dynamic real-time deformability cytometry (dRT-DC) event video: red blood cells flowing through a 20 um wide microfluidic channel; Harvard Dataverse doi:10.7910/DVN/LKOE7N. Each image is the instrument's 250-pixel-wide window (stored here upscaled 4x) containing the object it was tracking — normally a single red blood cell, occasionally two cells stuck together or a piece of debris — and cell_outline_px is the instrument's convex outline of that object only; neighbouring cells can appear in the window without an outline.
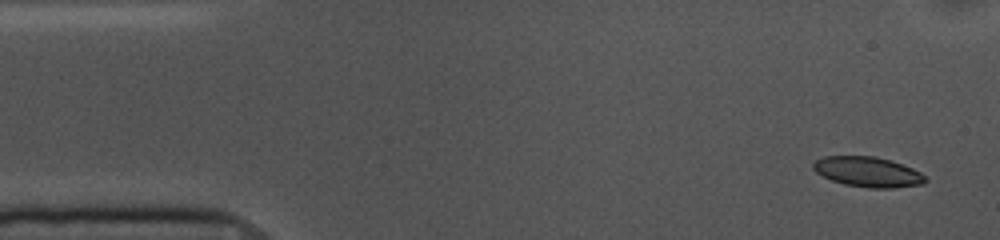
{"species": "common noctule bat (a hibernating species)", "species_latin": "Nyctalus noctula", "temperature_condition": "cold", "stored_images_in_passage": 52, "camera_frame_rate_fps": 3000, "um_per_image_px": 0.085, "animal": {"sex": "female", "body_mass_g": 10.0, "forearm_length_mm": 53.1}, "frame": {"image": 1, "passage_image": 1, "time_ms": 0.0, "image_size_px": [1000, 240], "cell_outline_px": [[928, 180], [924, 184], [892, 188], [868, 188], [844, 184], [832, 180], [816, 172], [812, 168], [812, 164], [816, 160], [824, 156], [876, 156], [912, 168], [920, 172]], "centroid_in_image_um": [73.76, 14.61], "position_along_channel_um": 11.2, "area_um2": 19.59}}
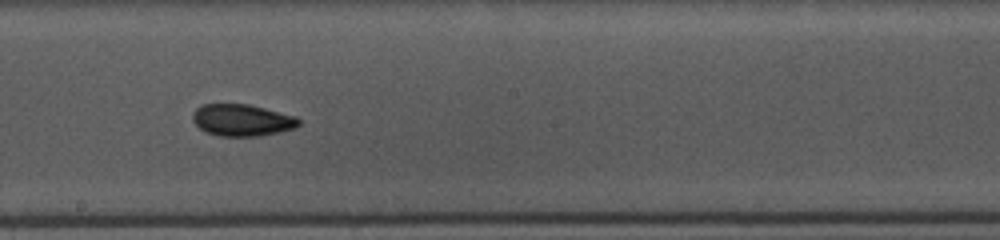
{"frame": {"image": 2, "passage_image": 27, "time_ms": 8.667, "image_size_px": [1000, 240], "cell_outline_px": [[300, 124], [296, 128], [280, 132], [260, 136], [220, 136], [204, 132], [192, 120], [192, 112], [200, 104], [248, 104], [296, 116], [300, 120]], "centroid_in_image_um": [20.56, 10.21], "position_along_channel_um": 227.6, "area_um2": 19.88}}
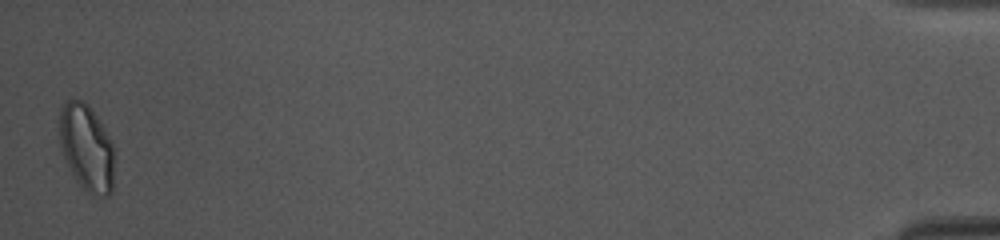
{"frame": {"image": 3, "passage_image": 52, "time_ms": 17.0, "image_size_px": [1000, 240], "cell_outline_px": [[112, 192], [108, 196], [104, 196], [88, 192], [80, 188], [64, 156], [60, 144], [56, 128], [60, 108], [68, 100], [84, 100], [88, 104], [112, 140]], "centroid_in_image_um": [7.31, 12.51], "position_along_channel_um": 427.9, "area_um2": 27.74}, "authors_computed_cell_mechanics": {"area_um2": 20.1433, "velocity_mm_per_s": 3.6024, "shape_relaxation_time_tau1_ms": 5.272, "shape_relaxation_time_tau2_ms": 3.339, "deformation_change_tau1": 0.1079, "deformation_change_tau2": 0.0768}}